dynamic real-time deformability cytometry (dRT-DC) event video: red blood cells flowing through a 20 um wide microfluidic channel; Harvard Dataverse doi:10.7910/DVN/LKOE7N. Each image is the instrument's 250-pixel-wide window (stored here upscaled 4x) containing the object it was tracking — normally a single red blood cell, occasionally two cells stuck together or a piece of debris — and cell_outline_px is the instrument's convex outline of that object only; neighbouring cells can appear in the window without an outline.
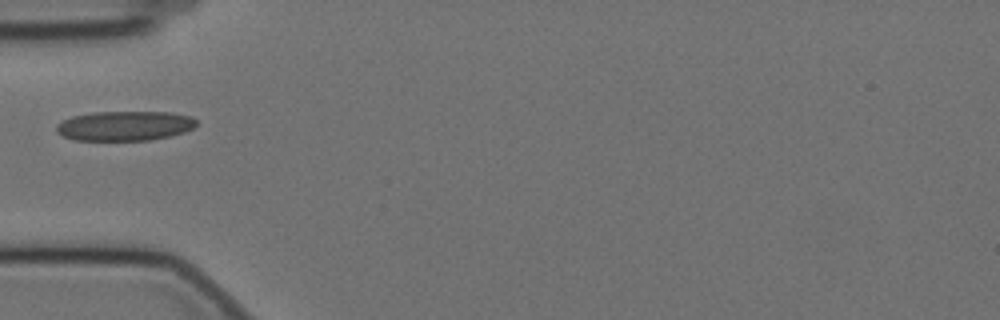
{"species": "Egyptian fruit bat (a non-hibernating species)", "species_latin": "Rousettus aegyptiacus", "temperature_condition": "cold", "stored_images_in_passage": 4, "camera_frame_rate_fps": 3000, "um_per_image_px": 0.085, "animal": {"sex": "female"}, "frame": {"image": 1, "passage_image": 1, "time_ms": 0.0, "image_size_px": [1000, 320], "cell_outline_px": [[196, 124], [192, 128], [184, 132], [172, 136], [148, 140], [72, 140], [56, 132], [56, 124], [72, 116], [92, 112], [172, 112], [192, 116], [196, 120]], "centroid_in_image_um": [10.6, 10.69], "position_along_channel_um": 74.4, "area_um2": 24.33}}
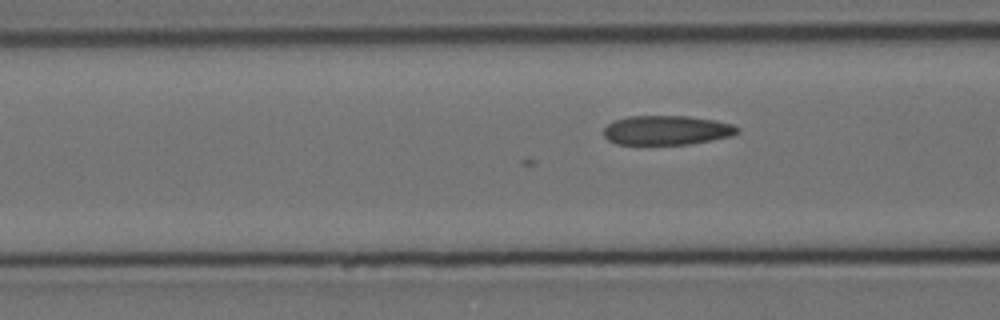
{"frame": {"image": 2, "passage_image": 4, "time_ms": 1.0, "image_size_px": [1000, 320], "cell_outline_px": [[740, 132], [732, 136], [712, 140], [688, 144], [616, 144], [608, 140], [604, 136], [604, 128], [608, 124], [616, 120], [628, 116], [688, 116], [716, 120], [732, 124], [740, 128]], "centroid_in_image_um": [56.7, 11.06], "position_along_channel_um": 109.9, "area_um2": 22.95}}